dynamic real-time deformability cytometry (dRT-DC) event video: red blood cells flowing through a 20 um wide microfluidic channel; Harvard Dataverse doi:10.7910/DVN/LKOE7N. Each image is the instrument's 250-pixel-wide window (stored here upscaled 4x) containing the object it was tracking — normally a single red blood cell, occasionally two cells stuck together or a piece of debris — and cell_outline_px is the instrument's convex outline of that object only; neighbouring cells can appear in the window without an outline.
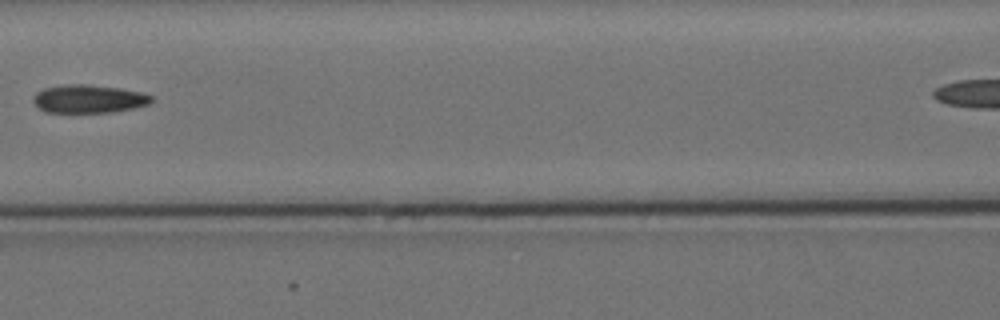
{"species": "Egyptian fruit bat (a non-hibernating species)", "species_latin": "Rousettus aegyptiacus", "temperature_condition": "cold", "stored_images_in_passage": 9, "segment_of_instrument_passage": [1, 2], "camera_frame_rate_fps": 3000, "um_per_image_px": 0.085, "animal": {"sex": "female"}, "frame": {"image": 1, "passage_image": 6, "time_ms": 5.667, "image_size_px": [1000, 320], "cell_outline_px": [[152, 100], [148, 104], [132, 108], [112, 112], [44, 112], [32, 100], [36, 92], [44, 88], [64, 84], [84, 84], [120, 88], [140, 92], [152, 96]], "centroid_in_image_um": [7.51, 8.4], "position_along_channel_um": 159.1, "area_um2": 19.25}}
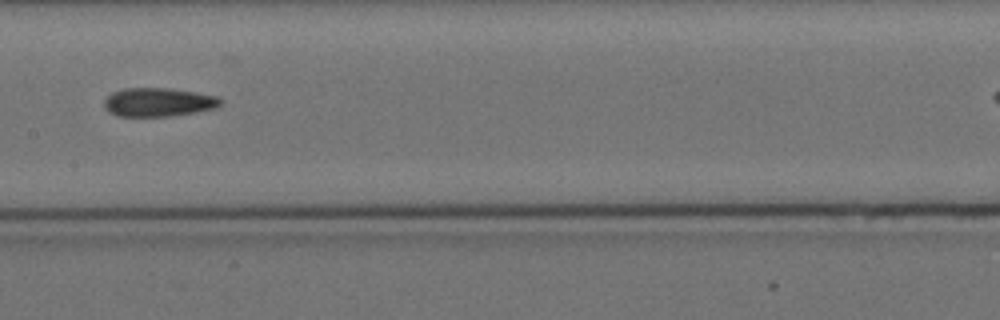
{"frame": {"image": 2, "passage_image": 7, "time_ms": 6.667, "image_size_px": [1000, 320], "cell_outline_px": [[224, 100], [220, 104], [212, 108], [196, 112], [168, 116], [116, 116], [108, 112], [104, 108], [104, 100], [112, 92], [120, 88], [168, 88], [216, 96]], "centroid_in_image_um": [13.39, 8.68], "position_along_channel_um": 194.0, "area_um2": 19.36}}
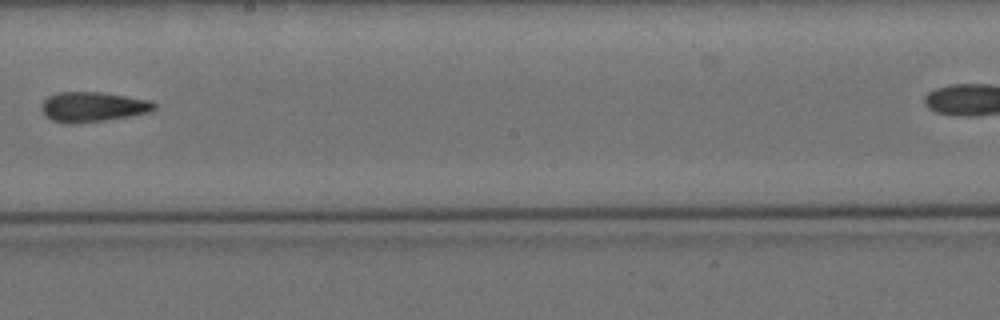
{"frame": {"image": 3, "passage_image": 8, "time_ms": 8.0, "image_size_px": [1000, 320], "cell_outline_px": [[156, 108], [152, 112], [80, 124], [68, 124], [52, 120], [44, 116], [40, 108], [40, 104], [48, 96], [56, 92], [100, 92], [152, 100], [156, 104]], "centroid_in_image_um": [7.86, 9.09], "position_along_channel_um": 240.3, "area_um2": 20.0}}